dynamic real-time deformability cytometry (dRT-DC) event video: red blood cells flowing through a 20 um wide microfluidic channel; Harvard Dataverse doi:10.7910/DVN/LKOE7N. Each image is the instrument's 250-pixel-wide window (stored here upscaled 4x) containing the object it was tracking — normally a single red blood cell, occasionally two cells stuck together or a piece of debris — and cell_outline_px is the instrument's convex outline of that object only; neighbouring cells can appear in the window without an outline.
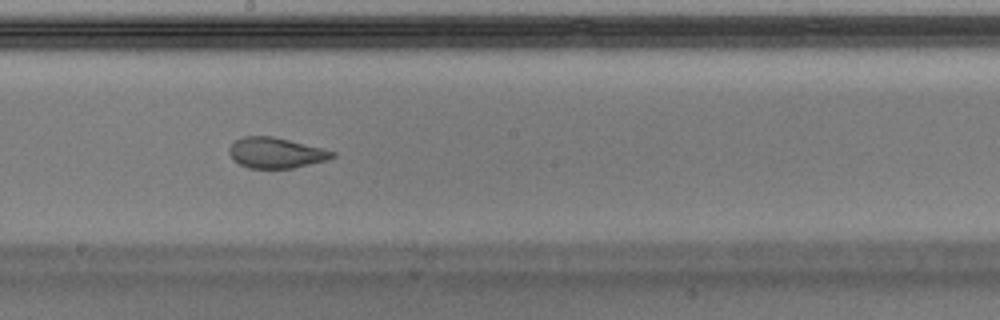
{"species": "Egyptian fruit bat (a non-hibernating species)", "species_latin": "Rousettus aegyptiacus", "temperature_condition": "warm", "stored_images_in_passage": 42, "camera_frame_rate_fps": 3000, "um_per_image_px": 0.085, "animal": {"sex": "male"}, "frame": {"image": 1, "passage_image": 19, "time_ms": 6.0, "image_size_px": [1000, 320], "cell_outline_px": [[336, 156], [328, 160], [292, 168], [248, 168], [240, 164], [228, 152], [228, 148], [236, 140], [244, 136], [272, 136], [336, 152]], "centroid_in_image_um": [23.45, 12.99], "position_along_channel_um": 224.7, "area_um2": 18.09}}
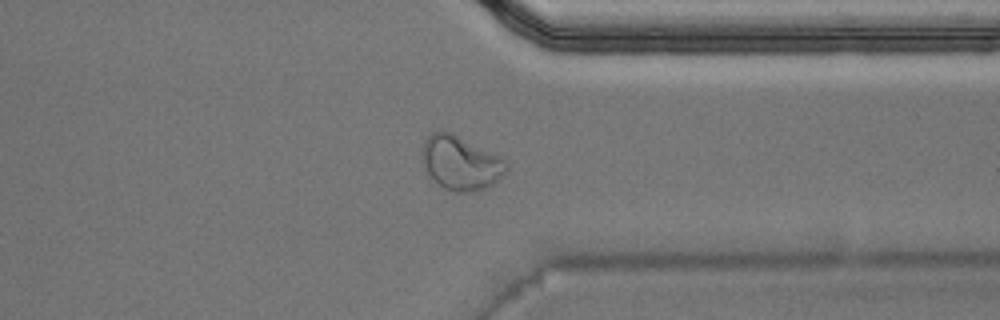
{"frame": {"image": 2, "passage_image": 30, "time_ms": 9.667, "image_size_px": [1000, 320], "cell_outline_px": [[508, 168], [492, 184], [484, 188], [472, 192], [456, 192], [444, 188], [428, 172], [424, 164], [420, 152], [424, 140], [432, 132], [452, 132], [504, 156], [508, 164]], "centroid_in_image_um": [39.19, 13.81], "position_along_channel_um": 372.2, "area_um2": 26.59}}